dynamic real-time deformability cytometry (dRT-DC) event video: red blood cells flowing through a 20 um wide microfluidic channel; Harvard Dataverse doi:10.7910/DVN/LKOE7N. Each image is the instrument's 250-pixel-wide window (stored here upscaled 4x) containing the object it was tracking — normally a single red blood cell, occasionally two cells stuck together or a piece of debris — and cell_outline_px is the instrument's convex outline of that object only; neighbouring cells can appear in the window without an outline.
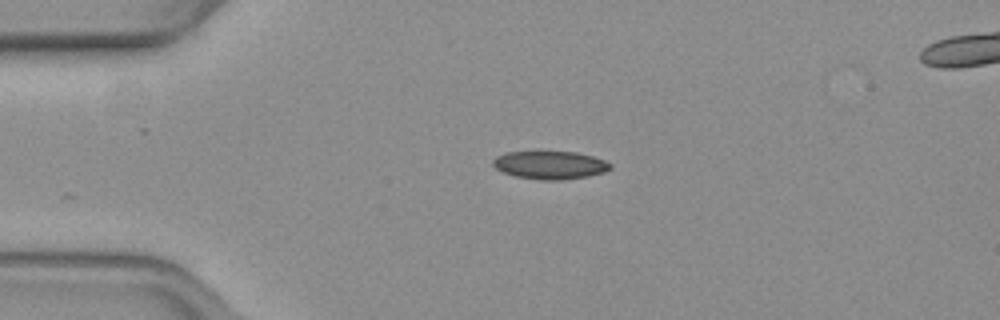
{"species": "common noctule bat (a hibernating species)", "species_latin": "Nyctalus noctula", "temperature_condition": "warm", "stored_images_in_passage": 32, "camera_frame_rate_fps": 3000, "um_per_image_px": 0.085, "animal": {"sex": "female", "body_mass_g": 19.3, "forearm_length_mm": 54.1}, "frame": {"image": 1, "passage_image": 1, "time_ms": 0.0, "image_size_px": [1000, 320], "cell_outline_px": [[612, 168], [604, 172], [588, 176], [560, 180], [540, 180], [516, 176], [504, 172], [496, 168], [492, 164], [492, 160], [496, 156], [504, 152], [536, 148], [576, 152], [592, 156], [604, 160], [612, 164]], "centroid_in_image_um": [46.7, 13.96], "position_along_channel_um": 38.3, "area_um2": 20.17}}
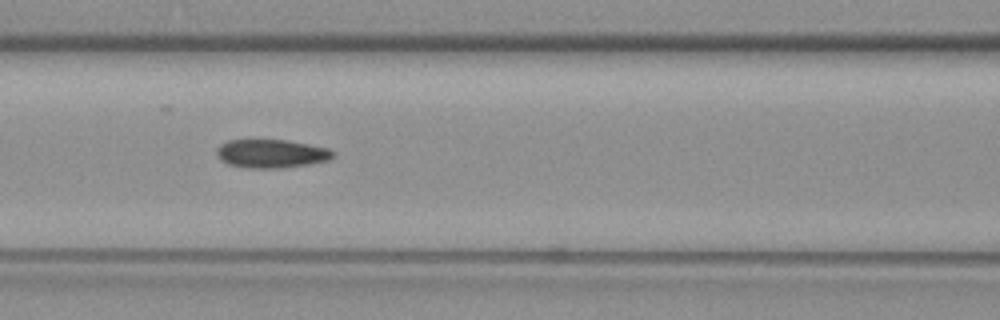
{"frame": {"image": 2, "passage_image": 12, "time_ms": 3.667, "image_size_px": [1000, 320], "cell_outline_px": [[336, 152], [328, 160], [308, 164], [280, 168], [244, 168], [228, 164], [220, 160], [216, 152], [216, 148], [220, 144], [228, 140], [288, 140], [328, 148]], "centroid_in_image_um": [23.03, 13.06], "position_along_channel_um": 143.6, "area_um2": 19.36}}
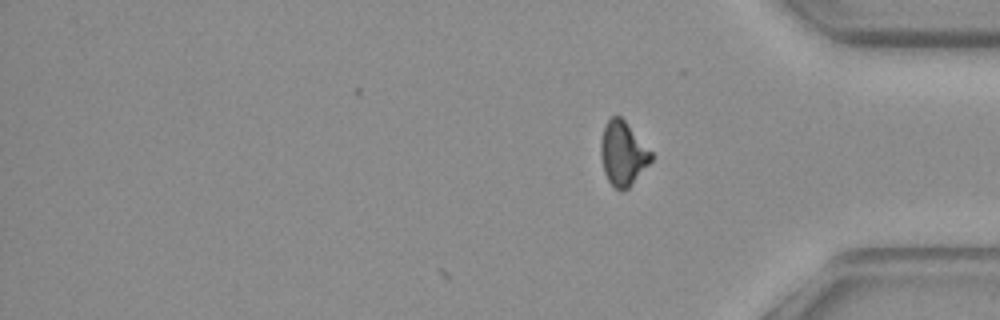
{"frame": {"image": 3, "passage_image": 32, "time_ms": 10.333, "image_size_px": [1000, 320], "cell_outline_px": [[656, 156], [632, 184], [628, 188], [620, 192], [608, 180], [604, 172], [600, 156], [600, 144], [604, 124], [612, 116], [620, 116], [624, 120]], "centroid_in_image_um": [52.95, 13.05], "position_along_channel_um": 382.2, "area_um2": 18.96}, "authors_computed_cell_mechanics": {"area_um2": 19.6809, "velocity_mm_per_s": 3.7517, "shape_relaxation_time_tau1_ms": null, "shape_relaxation_time_tau2_ms": 2.222, "deformation_change_tau1": null, "deformation_change_tau2": 0.0768}}